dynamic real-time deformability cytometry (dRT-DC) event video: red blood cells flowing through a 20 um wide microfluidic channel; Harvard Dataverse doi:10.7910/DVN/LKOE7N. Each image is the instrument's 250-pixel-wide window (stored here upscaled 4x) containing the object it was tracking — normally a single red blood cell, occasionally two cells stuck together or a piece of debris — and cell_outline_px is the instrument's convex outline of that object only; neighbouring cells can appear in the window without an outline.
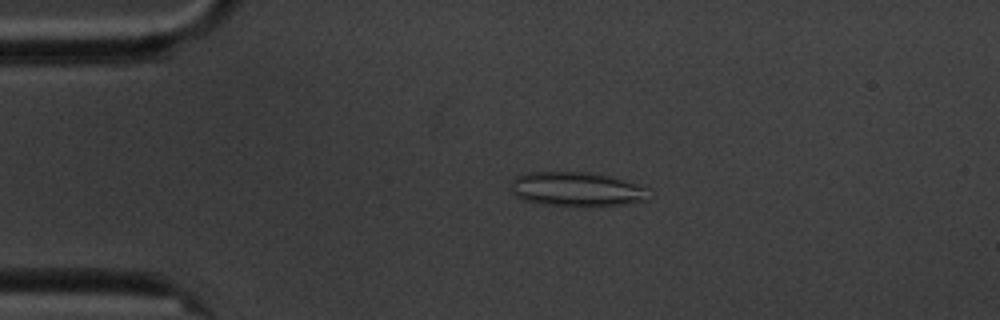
{"species": "common noctule bat (a hibernating species)", "species_latin": "Nyctalus noctula", "temperature_condition": "cold", "stored_images_in_passage": 4, "camera_frame_rate_fps": 3000, "um_per_image_px": 0.085, "animal": {"sex": "male", "body_mass_g": 20.1, "forearm_length_mm": 53.5}, "frame": {"image": 1, "passage_image": 3, "time_ms": 3.0, "image_size_px": [1000, 320], "cell_outline_px": [[648, 200], [624, 204], [588, 208], [544, 204], [524, 200], [516, 196], [512, 192], [512, 180], [516, 176], [528, 172], [588, 172], [612, 176], [648, 188]], "centroid_in_image_um": [49.04, 16.1], "position_along_channel_um": 36.0, "area_um2": 28.03}}